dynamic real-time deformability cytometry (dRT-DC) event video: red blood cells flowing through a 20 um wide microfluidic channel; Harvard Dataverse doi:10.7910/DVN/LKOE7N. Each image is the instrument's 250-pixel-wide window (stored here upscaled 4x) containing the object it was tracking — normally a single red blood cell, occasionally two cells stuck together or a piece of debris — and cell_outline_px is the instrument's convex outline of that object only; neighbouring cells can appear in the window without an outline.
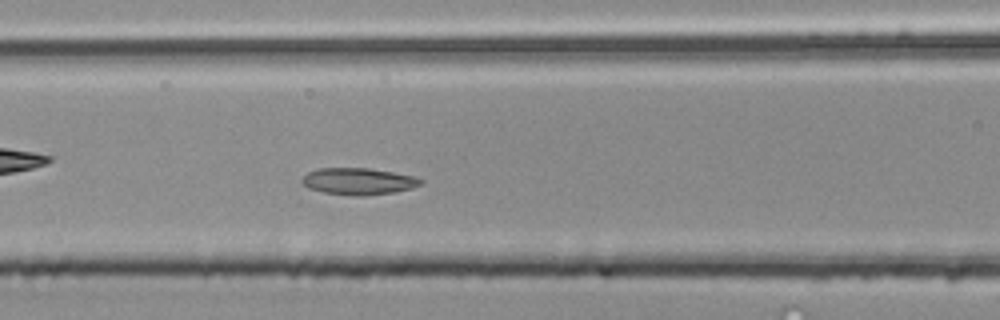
{"species": "common noctule bat (a hibernating species)", "species_latin": "Nyctalus noctula", "temperature_condition": "room temperature", "stored_images_in_passage": 36, "camera_frame_rate_fps": 3000, "um_per_image_px": 0.085, "animal": {"sex": "male", "body_mass_g": 20.4}, "frame": {"image": 1, "passage_image": 16, "time_ms": 5.0, "image_size_px": [1000, 320], "cell_outline_px": [[424, 184], [412, 188], [392, 192], [364, 196], [356, 196], [324, 192], [308, 188], [300, 180], [308, 172], [320, 168], [368, 168], [416, 176], [424, 180]], "centroid_in_image_um": [30.5, 15.41], "position_along_channel_um": 136.1, "area_um2": 18.5}}
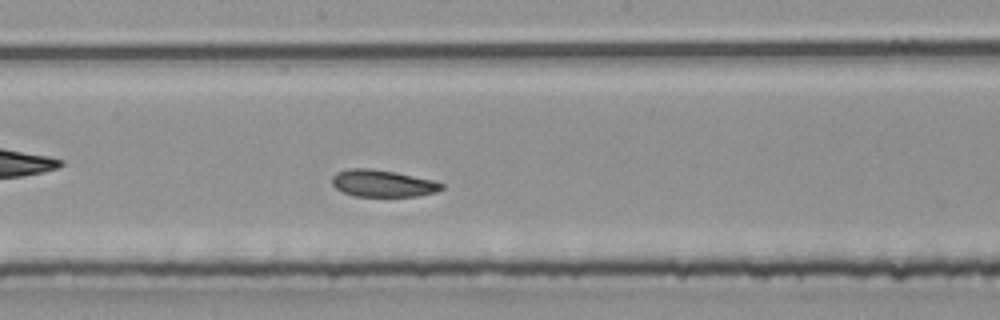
{"frame": {"image": 2, "passage_image": 22, "time_ms": 7.0, "image_size_px": [1000, 320], "cell_outline_px": [[444, 188], [436, 192], [416, 196], [352, 196], [336, 188], [332, 184], [332, 176], [336, 172], [348, 168], [372, 168], [432, 180], [444, 184]], "centroid_in_image_um": [32.49, 15.59], "position_along_channel_um": 215.7, "area_um2": 17.11}}
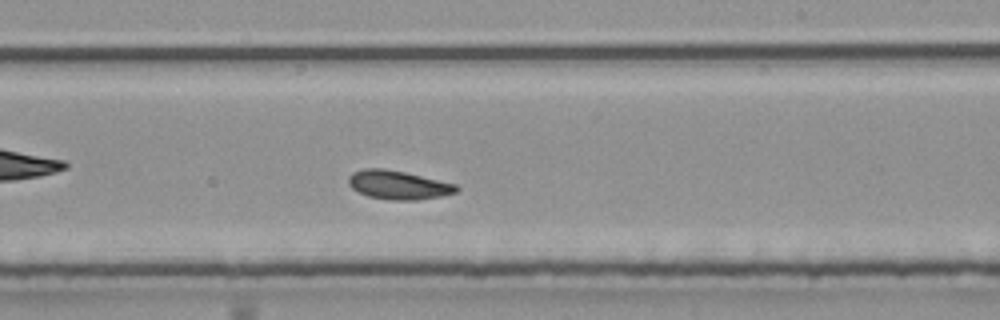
{"frame": {"image": 3, "passage_image": 25, "time_ms": 8.0, "image_size_px": [1000, 320], "cell_outline_px": [[460, 188], [456, 192], [440, 196], [416, 200], [388, 200], [368, 196], [352, 188], [348, 184], [348, 176], [352, 172], [364, 168], [384, 168], [404, 172], [456, 184]], "centroid_in_image_um": [33.82, 15.71], "position_along_channel_um": 255.2, "area_um2": 18.03}, "authors_computed_cell_mechanics": {"area_um2": 18.207, "velocity_mm_per_s": 3.9822, "shape_relaxation_time_tau1_ms": 4.2792, "shape_relaxation_time_tau2_ms": 3.1864, "deformation_change_tau1": 0.1024, "deformation_change_tau2": 0.0916}}